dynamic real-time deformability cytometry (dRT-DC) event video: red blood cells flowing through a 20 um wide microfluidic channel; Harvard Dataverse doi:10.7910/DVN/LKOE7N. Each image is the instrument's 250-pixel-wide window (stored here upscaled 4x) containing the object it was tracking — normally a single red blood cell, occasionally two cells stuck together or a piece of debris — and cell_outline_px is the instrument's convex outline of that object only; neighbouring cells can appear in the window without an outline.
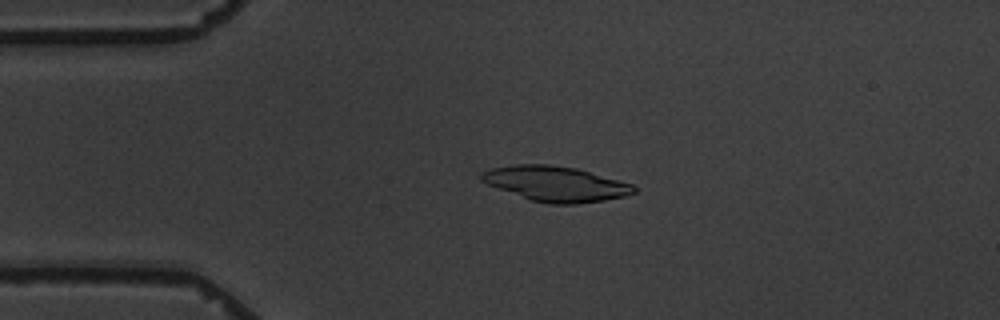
{"species": "common noctule bat (a hibernating species)", "species_latin": "Nyctalus noctula", "temperature_condition": "warm", "stored_images_in_passage": 4, "camera_frame_rate_fps": 3000, "um_per_image_px": 0.085, "animal": {"sex": "male", "body_mass_g": 19.5, "forearm_length_mm": 54.6}, "frame": {"image": 1, "passage_image": 3, "time_ms": 2.333, "image_size_px": [1000, 320], "cell_outline_px": [[636, 192], [624, 196], [604, 200], [576, 204], [548, 204], [532, 200], [488, 184], [480, 180], [480, 172], [492, 168], [512, 164], [548, 164], [576, 168], [632, 184], [636, 188]], "centroid_in_image_um": [47.22, 15.61], "position_along_channel_um": 37.8, "area_um2": 30.92}}